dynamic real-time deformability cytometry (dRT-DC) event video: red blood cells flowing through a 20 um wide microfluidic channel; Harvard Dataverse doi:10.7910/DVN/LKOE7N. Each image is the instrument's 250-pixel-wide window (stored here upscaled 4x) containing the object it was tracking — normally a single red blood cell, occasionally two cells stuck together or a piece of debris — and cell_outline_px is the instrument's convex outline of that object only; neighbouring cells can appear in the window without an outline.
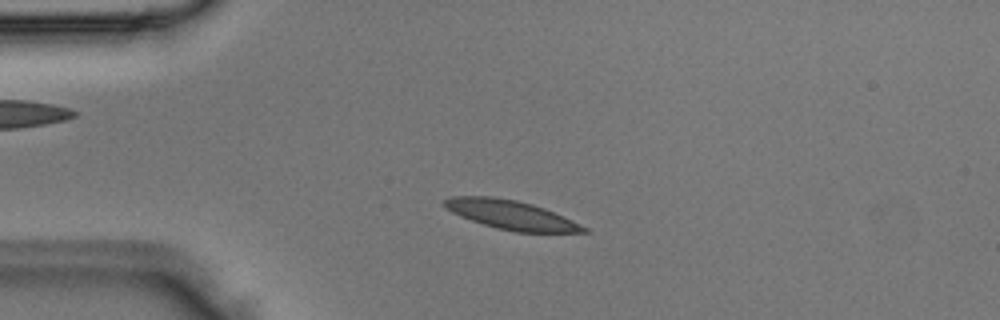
{"species": "Egyptian fruit bat (a non-hibernating species)", "species_latin": "Rousettus aegyptiacus", "temperature_condition": "room temperature", "stored_images_in_passage": 2, "camera_frame_rate_fps": 3000, "um_per_image_px": 0.085, "animal": {"sex": "male"}, "frame": {"image": 1, "passage_image": 1, "time_ms": 0.0, "image_size_px": [1000, 320], "cell_outline_px": [[588, 232], [512, 232], [496, 228], [460, 216], [452, 212], [440, 204], [448, 196], [492, 196], [516, 200], [532, 204], [544, 208], [564, 216], [588, 228]], "centroid_in_image_um": [43.4, 18.25], "position_along_channel_um": 41.6, "area_um2": 23.58}}